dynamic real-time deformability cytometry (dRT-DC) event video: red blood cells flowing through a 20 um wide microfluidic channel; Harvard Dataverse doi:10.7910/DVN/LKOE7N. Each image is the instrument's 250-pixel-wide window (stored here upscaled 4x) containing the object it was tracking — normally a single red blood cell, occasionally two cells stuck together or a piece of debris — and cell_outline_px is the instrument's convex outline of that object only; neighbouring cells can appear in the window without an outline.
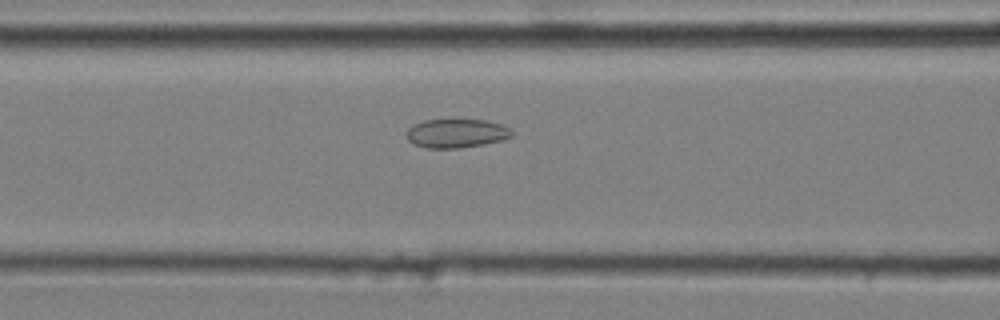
{"species": "common noctule bat (a hibernating species)", "species_latin": "Nyctalus noctula", "temperature_condition": "cold", "stored_images_in_passage": 49, "camera_frame_rate_fps": 3000, "um_per_image_px": 0.085, "animal": {"sex": "male", "body_mass_g": 20.4}, "frame": {"image": 1, "passage_image": 22, "time_ms": 7.0, "image_size_px": [1000, 320], "cell_outline_px": [[512, 136], [504, 140], [484, 144], [460, 148], [424, 148], [412, 144], [408, 140], [404, 132], [412, 124], [424, 120], [488, 120], [512, 128]], "centroid_in_image_um": [38.77, 11.34], "position_along_channel_um": 127.8, "area_um2": 18.03}}
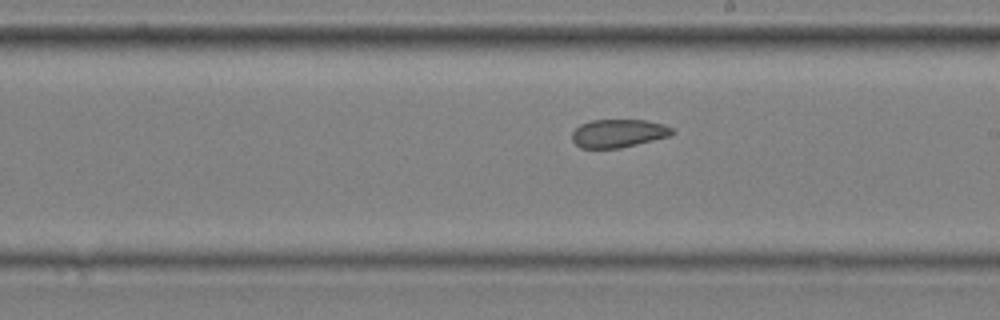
{"frame": {"image": 2, "passage_image": 31, "time_ms": 10.0, "image_size_px": [1000, 320], "cell_outline_px": [[676, 132], [668, 136], [620, 148], [580, 148], [572, 140], [572, 132], [580, 124], [592, 120], [644, 120], [664, 124], [672, 128]], "centroid_in_image_um": [52.54, 11.33], "position_along_channel_um": 236.5, "area_um2": 16.36}}
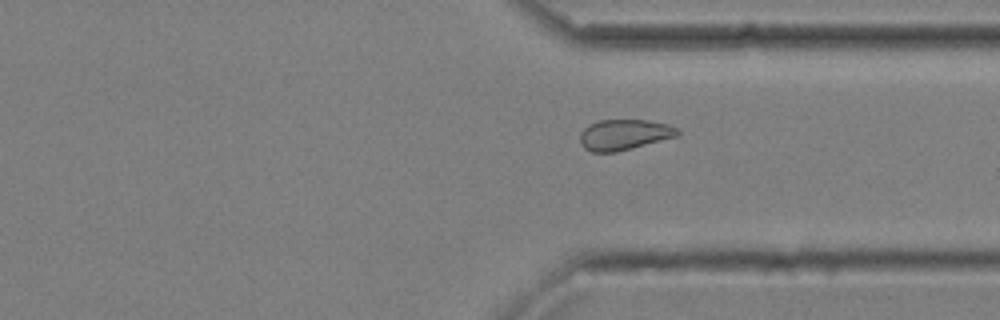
{"frame": {"image": 3, "passage_image": 41, "time_ms": 13.333, "image_size_px": [1000, 320], "cell_outline_px": [[680, 136], [616, 152], [592, 152], [584, 148], [580, 144], [580, 132], [588, 124], [600, 120], [648, 120], [668, 124], [680, 128]], "centroid_in_image_um": [53.08, 11.44], "position_along_channel_um": 358.3, "area_um2": 17.69}}